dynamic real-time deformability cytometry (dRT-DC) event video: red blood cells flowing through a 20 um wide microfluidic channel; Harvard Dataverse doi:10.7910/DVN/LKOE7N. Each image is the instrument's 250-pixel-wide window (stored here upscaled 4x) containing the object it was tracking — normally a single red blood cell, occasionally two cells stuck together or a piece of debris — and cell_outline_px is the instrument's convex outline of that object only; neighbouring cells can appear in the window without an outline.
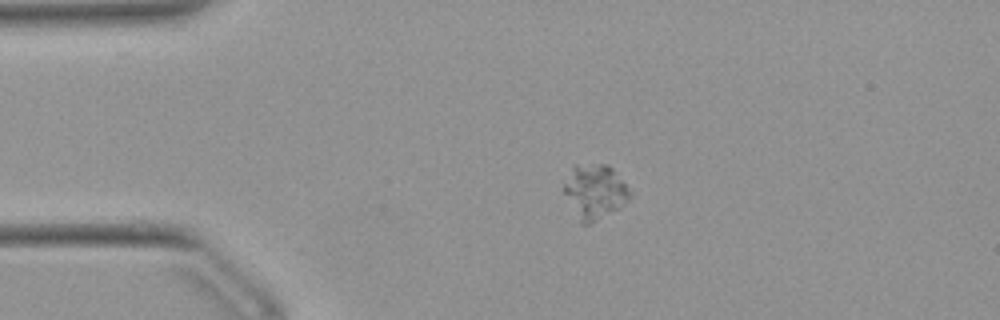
{"species": "Egyptian fruit bat (a non-hibernating species)", "species_latin": "Rousettus aegyptiacus", "temperature_condition": "warm", "stored_images_in_passage": 2, "camera_frame_rate_fps": 3000, "um_per_image_px": 0.085, "animal": {"sex": "female"}, "frame": {"image": 1, "passage_image": 1, "time_ms": 0.0, "image_size_px": [1000, 320], "cell_outline_px": [[632, 196], [620, 208], [588, 224], [580, 224], [564, 192], [564, 184], [572, 164], [608, 164], [612, 168], [632, 192]], "centroid_in_image_um": [50.56, 16.27], "position_along_channel_um": 34.4, "area_um2": 20.92}}